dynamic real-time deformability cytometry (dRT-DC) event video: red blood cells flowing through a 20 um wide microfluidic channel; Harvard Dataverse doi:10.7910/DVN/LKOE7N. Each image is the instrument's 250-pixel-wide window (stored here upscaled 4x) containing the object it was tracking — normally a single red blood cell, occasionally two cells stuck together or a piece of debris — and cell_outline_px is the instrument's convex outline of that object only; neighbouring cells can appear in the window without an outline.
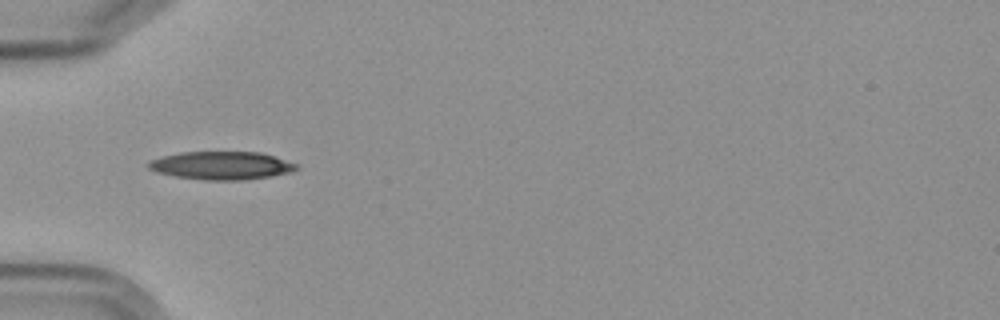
{"species": "Egyptian fruit bat (a non-hibernating species)", "species_latin": "Rousettus aegyptiacus", "temperature_condition": "cold", "stored_images_in_passage": 2, "camera_frame_rate_fps": 3000, "um_per_image_px": 0.085, "frame": {"image": 1, "passage_image": 1, "time_ms": 0.0, "image_size_px": [1000, 320], "cell_outline_px": [[300, 168], [292, 172], [244, 180], [204, 180], [176, 176], [156, 172], [148, 168], [148, 164], [152, 160], [164, 156], [180, 152], [260, 152], [300, 164]], "centroid_in_image_um": [18.88, 14.07], "position_along_channel_um": 66.1, "area_um2": 24.16}}
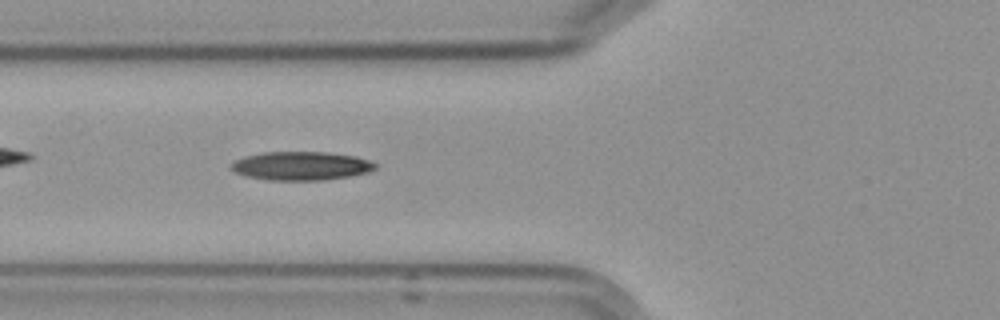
{"frame": {"image": 2, "passage_image": 2, "time_ms": 1.0, "image_size_px": [1000, 320], "cell_outline_px": [[380, 164], [376, 168], [368, 172], [348, 176], [324, 180], [268, 180], [244, 176], [232, 172], [228, 168], [228, 164], [244, 156], [264, 152], [328, 152], [356, 156]], "centroid_in_image_um": [25.54, 14.1], "position_along_channel_um": 100.3, "area_um2": 24.39}}